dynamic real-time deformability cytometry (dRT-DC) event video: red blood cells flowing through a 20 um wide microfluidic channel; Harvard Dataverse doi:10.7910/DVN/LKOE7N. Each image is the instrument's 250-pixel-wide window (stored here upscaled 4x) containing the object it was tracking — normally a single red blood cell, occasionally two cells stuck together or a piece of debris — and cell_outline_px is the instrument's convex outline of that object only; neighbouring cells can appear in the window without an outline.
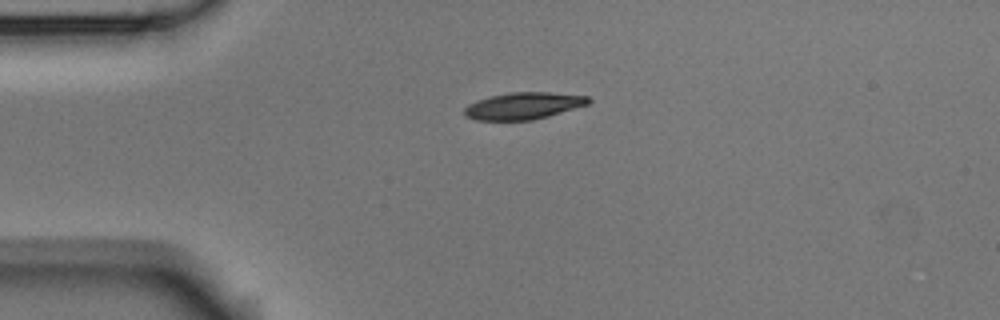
{"species": "Egyptian fruit bat (a non-hibernating species)", "species_latin": "Rousettus aegyptiacus", "temperature_condition": "room temperature", "stored_images_in_passage": 2, "camera_frame_rate_fps": 3000, "um_per_image_px": 0.085, "animal": {"sex": "male"}, "frame": {"image": 1, "passage_image": 1, "time_ms": 0.0, "image_size_px": [1000, 320], "cell_outline_px": [[592, 100], [588, 104], [548, 116], [532, 120], [476, 120], [468, 116], [464, 112], [464, 108], [468, 104], [476, 100], [492, 96], [512, 92], [548, 92], [588, 96]], "centroid_in_image_um": [44.5, 8.99], "position_along_channel_um": 40.5, "area_um2": 19.25}}